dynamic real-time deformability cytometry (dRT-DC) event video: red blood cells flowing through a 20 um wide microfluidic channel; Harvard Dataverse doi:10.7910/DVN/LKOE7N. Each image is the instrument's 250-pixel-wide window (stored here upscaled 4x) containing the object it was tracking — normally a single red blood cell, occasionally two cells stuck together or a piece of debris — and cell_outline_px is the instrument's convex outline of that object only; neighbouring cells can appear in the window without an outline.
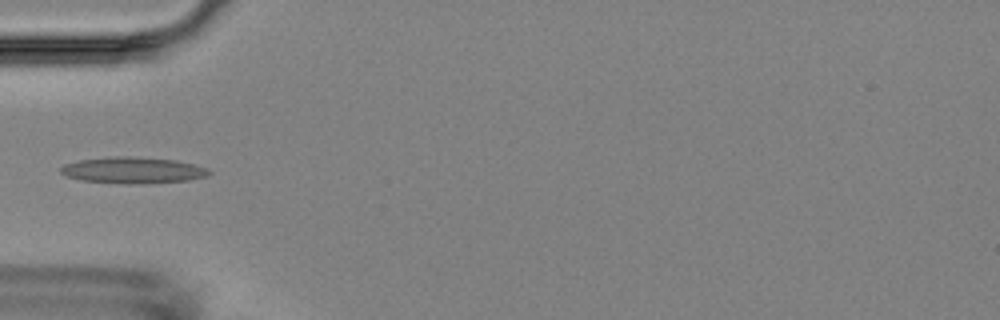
{"species": "Egyptian fruit bat (a non-hibernating species)", "species_latin": "Rousettus aegyptiacus", "temperature_condition": "room temperature", "stored_images_in_passage": 4, "camera_frame_rate_fps": 3000, "um_per_image_px": 0.085, "animal": {"sex": "female"}, "frame": {"image": 1, "passage_image": 4, "time_ms": 3.333, "image_size_px": [1000, 320], "cell_outline_px": [[212, 172], [208, 176], [188, 180], [80, 180], [68, 176], [60, 172], [60, 168], [64, 164], [80, 160], [108, 156], [128, 156], [176, 160], [208, 168]], "centroid_in_image_um": [11.3, 14.39], "position_along_channel_um": 73.7, "area_um2": 21.04}}